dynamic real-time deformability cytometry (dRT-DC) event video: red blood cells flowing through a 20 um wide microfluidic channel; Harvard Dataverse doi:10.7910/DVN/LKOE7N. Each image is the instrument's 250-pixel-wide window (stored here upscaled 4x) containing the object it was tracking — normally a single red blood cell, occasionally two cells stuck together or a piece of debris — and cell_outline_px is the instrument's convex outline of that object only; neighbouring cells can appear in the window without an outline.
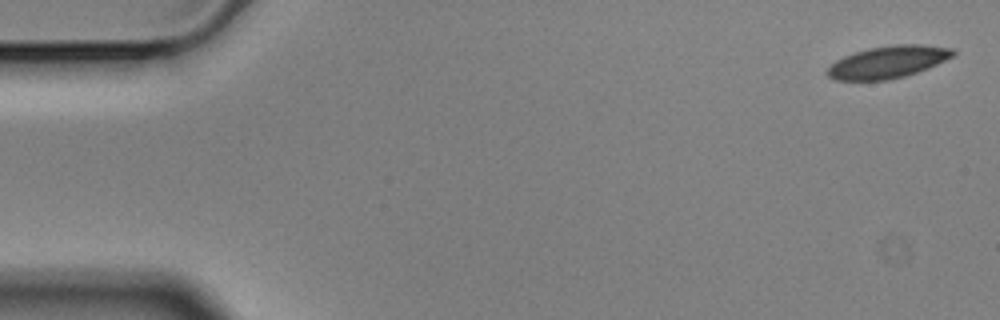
{"species": "Egyptian fruit bat (a non-hibernating species)", "species_latin": "Rousettus aegyptiacus", "temperature_condition": "cold", "stored_images_in_passage": 15, "camera_frame_rate_fps": 3000, "um_per_image_px": 0.085, "animal": {"sex": "male"}, "frame": {"image": 1, "passage_image": 1, "time_ms": 0.0, "image_size_px": [1000, 320], "cell_outline_px": [[956, 56], [928, 68], [904, 76], [888, 80], [832, 80], [824, 72], [836, 60], [844, 56], [868, 48], [896, 44], [920, 44], [952, 48], [956, 52]], "centroid_in_image_um": [75.49, 5.27], "position_along_channel_um": 9.5, "area_um2": 23.7}}
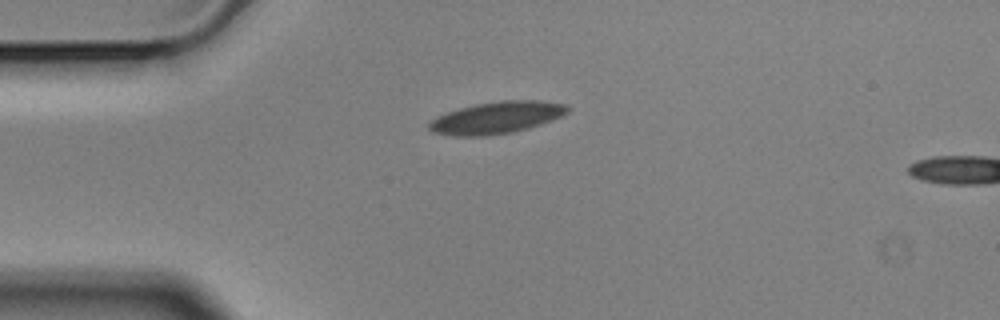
{"frame": {"image": 2, "passage_image": 13, "time_ms": 4.0, "image_size_px": [1000, 320], "cell_outline_px": [[568, 112], [552, 120], [528, 128], [512, 132], [488, 136], [452, 136], [432, 132], [428, 128], [428, 124], [436, 116], [460, 108], [476, 104], [500, 100], [536, 100], [568, 104]], "centroid_in_image_um": [42.19, 10.0], "position_along_channel_um": 42.8, "area_um2": 25.78}}